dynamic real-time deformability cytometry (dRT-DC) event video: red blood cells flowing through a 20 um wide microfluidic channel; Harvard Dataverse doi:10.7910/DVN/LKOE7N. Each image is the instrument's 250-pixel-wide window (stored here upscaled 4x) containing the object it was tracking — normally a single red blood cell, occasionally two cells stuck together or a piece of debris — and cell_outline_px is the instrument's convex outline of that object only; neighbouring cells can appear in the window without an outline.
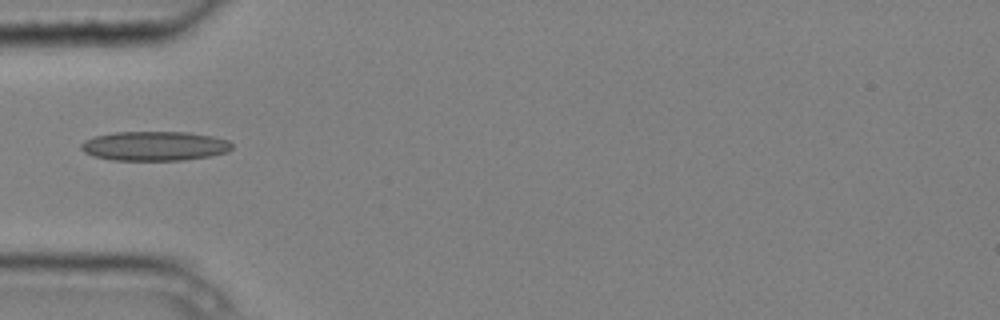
{"species": "common noctule bat (a hibernating species)", "species_latin": "Nyctalus noctula", "temperature_condition": "cold", "stored_images_in_passage": 1, "camera_frame_rate_fps": 3000, "um_per_image_px": 0.085, "animal": {"sex": "male", "body_mass_g": 20.4}, "frame": {"image": 1, "passage_image": 1, "time_ms": 0.0, "image_size_px": [1000, 320], "cell_outline_px": [[232, 148], [228, 152], [208, 156], [184, 160], [112, 160], [92, 156], [84, 152], [80, 148], [80, 144], [84, 140], [92, 136], [116, 132], [188, 132], [212, 136], [228, 140], [232, 144]], "centroid_in_image_um": [13.1, 12.41], "position_along_channel_um": 71.9, "area_um2": 26.01}}